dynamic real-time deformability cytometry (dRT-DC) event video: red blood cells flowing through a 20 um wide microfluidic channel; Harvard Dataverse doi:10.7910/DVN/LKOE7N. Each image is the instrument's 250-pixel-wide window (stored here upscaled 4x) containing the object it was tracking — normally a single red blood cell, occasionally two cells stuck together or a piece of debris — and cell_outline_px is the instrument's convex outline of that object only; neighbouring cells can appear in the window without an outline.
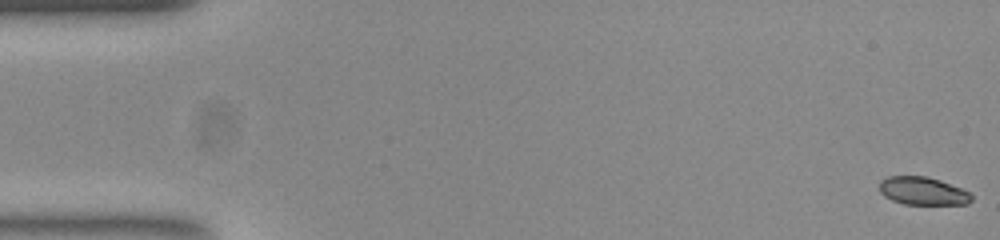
{"species": "common noctule bat (a hibernating species)", "species_latin": "Nyctalus noctula", "temperature_condition": "room temperature", "stored_images_in_passage": 54, "camera_frame_rate_fps": 3000, "um_per_image_px": 0.085, "animal": {"sex": "female", "body_mass_g": 23.0, "forearm_length_mm": 53.4}, "frame": {"image": 1, "passage_image": 1, "time_ms": 0.0, "image_size_px": [1000, 240], "cell_outline_px": [[972, 200], [968, 204], [904, 204], [892, 200], [884, 196], [880, 192], [880, 180], [888, 176], [924, 176], [940, 180], [960, 188], [968, 192], [972, 196]], "centroid_in_image_um": [78.41, 16.23], "position_along_channel_um": 6.6, "area_um2": 14.91}}
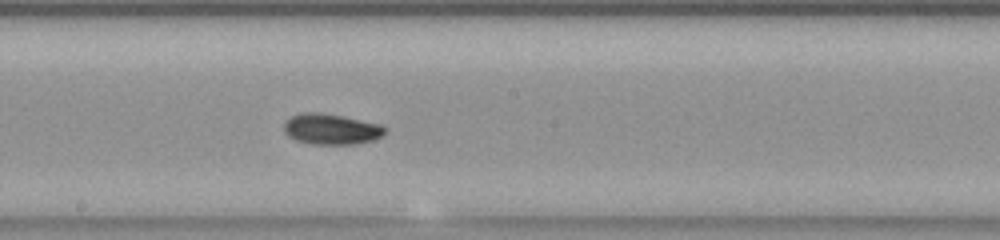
{"frame": {"image": 2, "passage_image": 29, "time_ms": 9.333, "image_size_px": [1000, 240], "cell_outline_px": [[388, 128], [380, 136], [372, 140], [356, 144], [312, 144], [296, 140], [288, 136], [284, 132], [284, 120], [300, 112], [320, 112], [380, 124]], "centroid_in_image_um": [28.1, 10.97], "position_along_channel_um": 220.1, "area_um2": 18.03}}
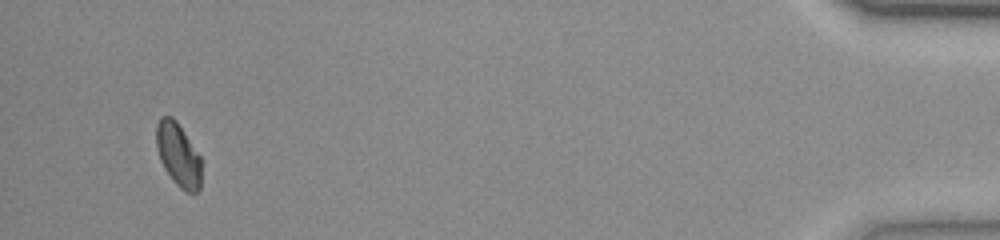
{"frame": {"image": 3, "passage_image": 51, "time_ms": 16.667, "image_size_px": [1000, 240], "cell_outline_px": [[200, 188], [196, 192], [188, 192], [180, 188], [172, 180], [164, 168], [160, 160], [156, 148], [156, 124], [160, 116], [172, 116], [176, 120], [200, 156]], "centroid_in_image_um": [15.12, 13.13], "position_along_channel_um": 420.1, "area_um2": 16.59}, "authors_computed_cell_mechanics": {"area_um2": 16.8198, "velocity_mm_per_s": 3.8391, "shape_relaxation_time_tau1_ms": 2.5918, "shape_relaxation_time_tau2_ms": 6.9058, "deformation_change_tau1": 0.1064, "deformation_change_tau2": 0.0989}}